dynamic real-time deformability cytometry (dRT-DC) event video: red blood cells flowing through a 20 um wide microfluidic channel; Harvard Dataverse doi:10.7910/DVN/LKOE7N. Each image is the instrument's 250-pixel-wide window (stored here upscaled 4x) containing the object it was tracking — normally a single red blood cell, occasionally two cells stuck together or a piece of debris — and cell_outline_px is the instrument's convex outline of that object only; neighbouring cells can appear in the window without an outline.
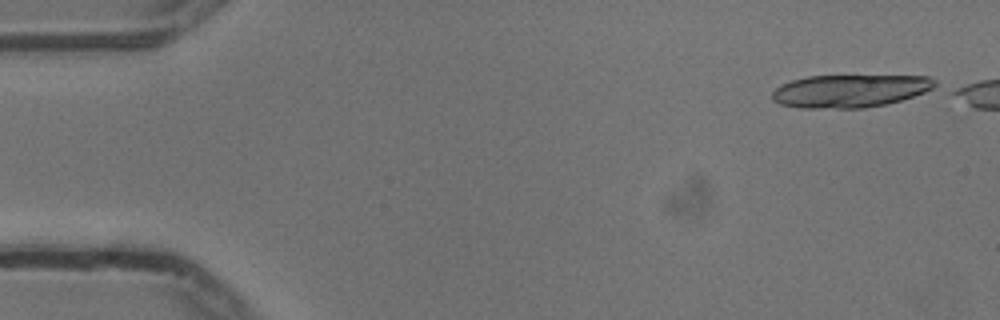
{"species": "common noctule bat (a hibernating species)", "species_latin": "Nyctalus noctula", "temperature_condition": "cold", "stored_images_in_passage": 5, "camera_frame_rate_fps": 3000, "um_per_image_px": 0.085, "animal": {"sex": "male", "body_mass_g": 13.3}, "frame": {"image": 1, "passage_image": 1, "time_ms": 0.0, "image_size_px": [1000, 320], "cell_outline_px": [[936, 84], [932, 88], [924, 92], [888, 104], [864, 108], [800, 108], [780, 104], [772, 100], [772, 92], [780, 84], [792, 80], [808, 76], [928, 76], [936, 80]], "centroid_in_image_um": [72.2, 7.73], "position_along_channel_um": 12.8, "area_um2": 31.1}}